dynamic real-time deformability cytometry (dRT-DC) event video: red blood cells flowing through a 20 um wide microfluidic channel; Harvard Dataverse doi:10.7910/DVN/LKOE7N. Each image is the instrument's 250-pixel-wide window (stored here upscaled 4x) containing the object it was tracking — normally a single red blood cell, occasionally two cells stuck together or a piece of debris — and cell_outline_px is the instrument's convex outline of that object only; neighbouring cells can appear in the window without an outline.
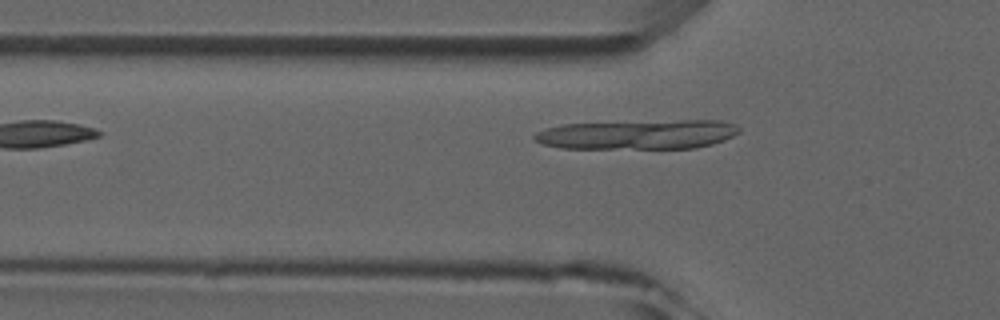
{"species": "common noctule bat (a hibernating species)", "species_latin": "Nyctalus noctula", "temperature_condition": "room temperature", "stored_images_in_passage": 3, "camera_frame_rate_fps": 3000, "um_per_image_px": 0.085, "animal": {"sex": "male", "forearm_length_mm": 52.5}, "frame": {"image": 1, "passage_image": 3, "time_ms": 3.0, "image_size_px": [1000, 320], "cell_outline_px": [[740, 132], [724, 140], [712, 144], [696, 148], [560, 148], [544, 144], [532, 140], [532, 136], [536, 132], [544, 128], [564, 124], [680, 120], [720, 120], [736, 124], [740, 128]], "centroid_in_image_um": [54.21, 11.43], "position_along_channel_um": 71.6, "area_um2": 35.26}}